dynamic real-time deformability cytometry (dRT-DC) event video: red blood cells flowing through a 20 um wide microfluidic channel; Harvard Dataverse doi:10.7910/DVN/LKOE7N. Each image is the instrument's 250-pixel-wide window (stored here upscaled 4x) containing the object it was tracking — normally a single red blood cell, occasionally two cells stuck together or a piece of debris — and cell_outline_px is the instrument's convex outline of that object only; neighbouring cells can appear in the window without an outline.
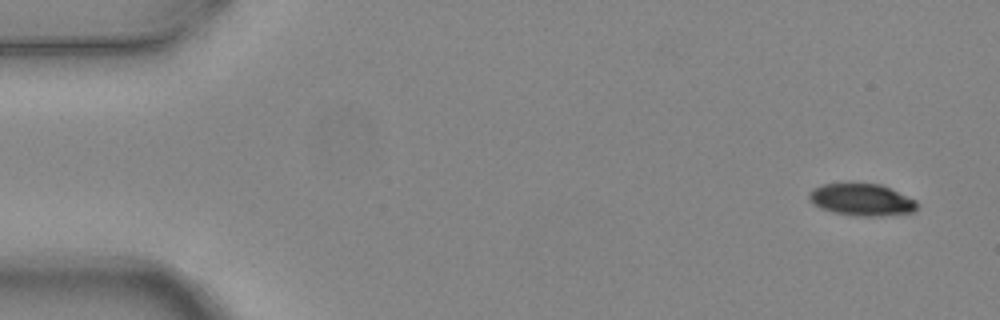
{"species": "common noctule bat (a hibernating species)", "species_latin": "Nyctalus noctula", "temperature_condition": "warm", "stored_images_in_passage": 8, "camera_frame_rate_fps": 3000, "um_per_image_px": 0.085, "animal": {"sex": "female", "body_mass_g": 24.6, "forearm_length_mm": 56.2}, "frame": {"image": 1, "passage_image": 1, "time_ms": 0.0, "image_size_px": [1000, 320], "cell_outline_px": [[916, 208], [912, 212], [880, 216], [856, 216], [832, 212], [820, 208], [812, 204], [808, 200], [808, 192], [812, 188], [824, 184], [880, 184], [916, 200]], "centroid_in_image_um": [73.17, 16.98], "position_along_channel_um": 11.8, "area_um2": 20.06}}
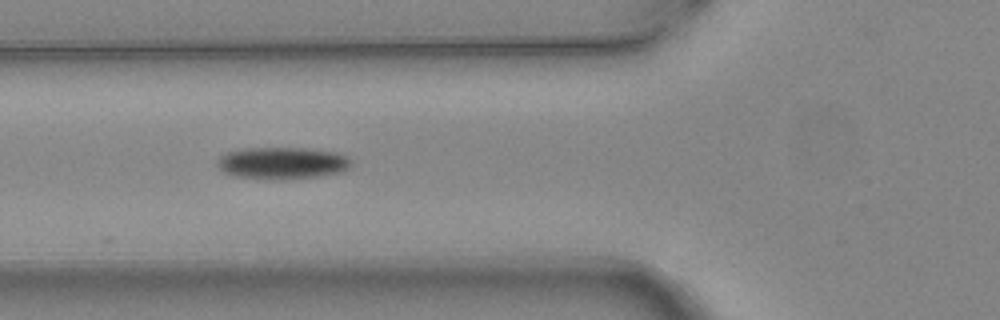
{"frame": {"image": 2, "passage_image": 6, "time_ms": 1.667, "image_size_px": [1000, 320], "cell_outline_px": [[352, 164], [344, 172], [320, 176], [284, 180], [276, 180], [236, 176], [224, 172], [216, 164], [220, 156], [228, 152], [244, 148], [308, 148], [340, 152], [348, 156], [352, 160]], "centroid_in_image_um": [24.07, 13.86], "position_along_channel_um": 101.7, "area_um2": 25.37}}
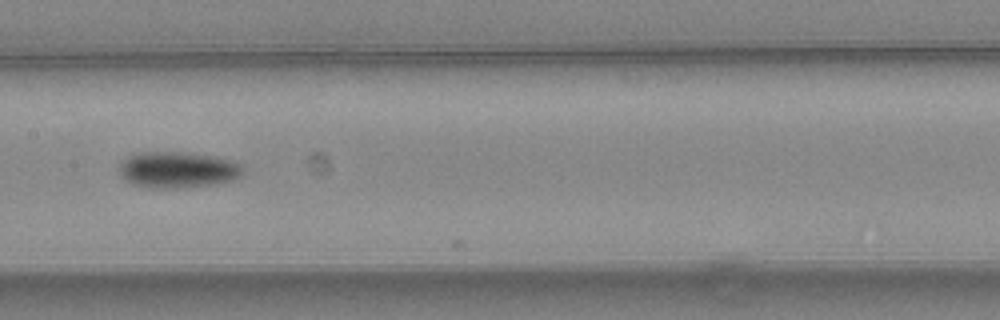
{"frame": {"image": 3, "passage_image": 8, "time_ms": 2.333, "image_size_px": [1000, 320], "cell_outline_px": [[244, 172], [240, 176], [232, 180], [216, 184], [188, 188], [148, 188], [132, 184], [124, 180], [120, 176], [120, 160], [128, 156], [140, 152], [184, 152], [216, 156], [232, 160], [240, 164], [244, 168]], "centroid_in_image_um": [15.1, 14.44], "position_along_channel_um": 192.3, "area_um2": 26.65}}